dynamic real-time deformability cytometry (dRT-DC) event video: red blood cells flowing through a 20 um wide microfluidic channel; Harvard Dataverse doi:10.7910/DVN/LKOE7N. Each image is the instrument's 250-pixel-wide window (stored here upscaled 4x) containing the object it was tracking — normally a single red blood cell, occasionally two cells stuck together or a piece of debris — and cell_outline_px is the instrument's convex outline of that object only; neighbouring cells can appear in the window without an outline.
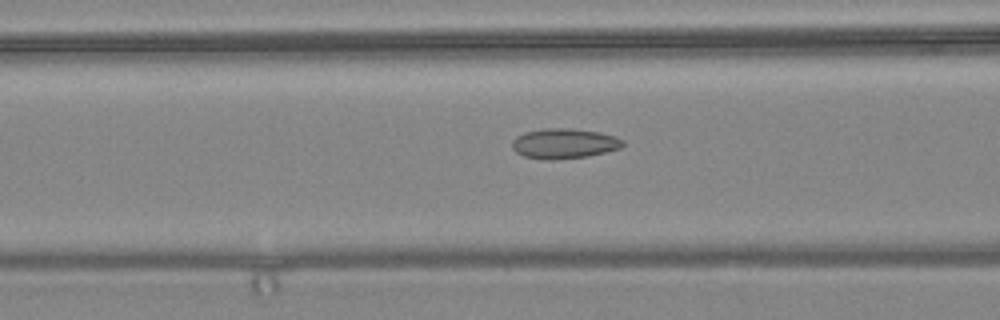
{"species": "common noctule bat (a hibernating species)", "species_latin": "Nyctalus noctula", "temperature_condition": "warm", "stored_images_in_passage": 56, "camera_frame_rate_fps": 3000, "um_per_image_px": 0.085, "animal": {"sex": "female", "body_mass_g": 24.6, "forearm_length_mm": 56.2}, "frame": {"image": 1, "passage_image": 22, "time_ms": 7.0, "image_size_px": [1000, 320], "cell_outline_px": [[624, 144], [620, 148], [588, 156], [552, 160], [544, 160], [524, 156], [516, 152], [512, 148], [512, 140], [516, 136], [524, 132], [544, 128], [572, 128], [600, 132], [616, 136], [624, 140]], "centroid_in_image_um": [47.94, 12.19], "position_along_channel_um": 118.7, "area_um2": 19.59}}
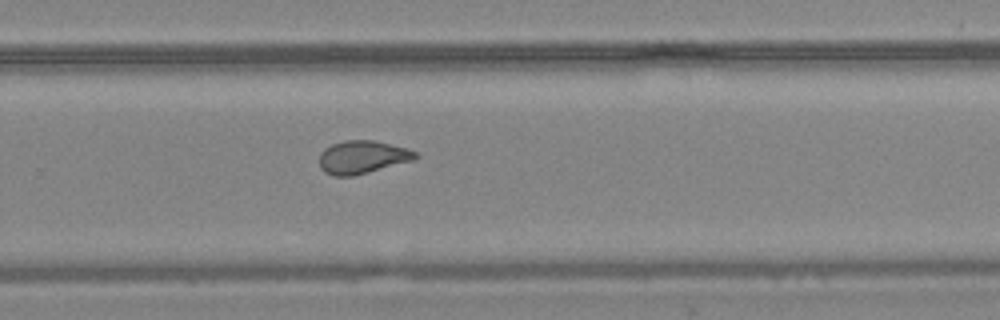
{"frame": {"image": 2, "passage_image": 37, "time_ms": 12.0, "image_size_px": [1000, 320], "cell_outline_px": [[420, 156], [412, 160], [368, 172], [352, 176], [332, 176], [324, 172], [320, 168], [320, 152], [324, 148], [332, 144], [344, 140], [372, 140], [408, 148], [416, 152]], "centroid_in_image_um": [30.77, 13.35], "position_along_channel_um": 299.0, "area_um2": 18.44}}
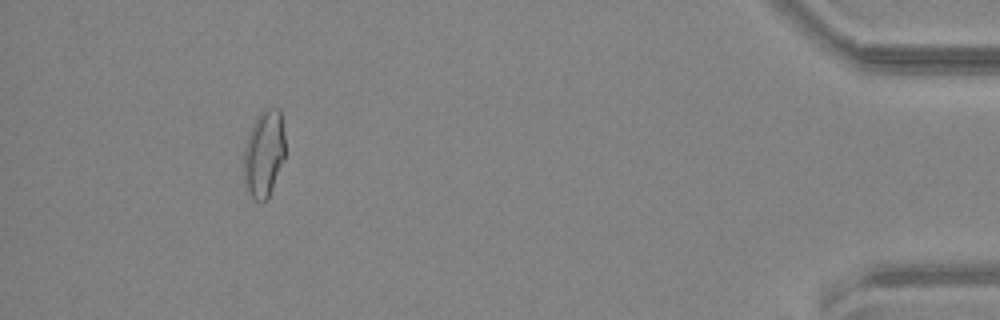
{"frame": {"image": 3, "passage_image": 52, "time_ms": 17.0, "image_size_px": [1000, 320], "cell_outline_px": [[284, 160], [268, 196], [264, 200], [256, 200], [248, 192], [244, 184], [244, 148], [248, 136], [256, 116], [260, 112], [268, 108], [280, 108], [284, 132]], "centroid_in_image_um": [22.44, 13.02], "position_along_channel_um": 412.8, "area_um2": 20.75}, "authors_computed_cell_mechanics": {"area_um2": 19.5075, "velocity_mm_per_s": 3.6131, "shape_relaxation_time_tau1_ms": null, "shape_relaxation_time_tau2_ms": 1.8938, "deformation_change_tau1": null, "deformation_change_tau2": 0.0693}}